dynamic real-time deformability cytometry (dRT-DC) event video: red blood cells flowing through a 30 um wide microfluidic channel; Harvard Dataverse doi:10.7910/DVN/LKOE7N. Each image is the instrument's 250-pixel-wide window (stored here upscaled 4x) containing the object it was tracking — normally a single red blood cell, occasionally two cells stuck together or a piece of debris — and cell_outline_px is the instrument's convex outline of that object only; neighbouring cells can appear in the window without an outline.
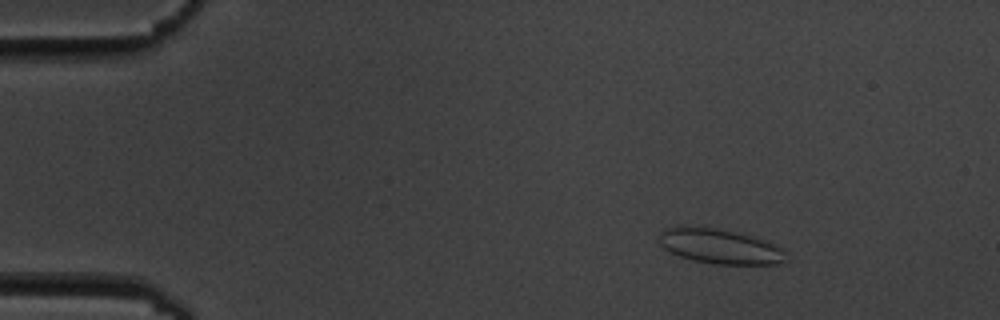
{"species": "common noctule bat (a hibernating species)", "species_latin": "Nyctalus noctula", "temperature_condition": "cold", "stored_images_in_passage": 8, "camera_frame_rate_fps": 3000, "um_per_image_px": 0.085, "animal": {"sex": "male", "body_mass_g": 19.5, "forearm_length_mm": 54.6}, "frame": {"image": 1, "passage_image": 2, "time_ms": 1.0, "image_size_px": [1000, 320], "cell_outline_px": [[784, 264], [716, 264], [692, 260], [680, 256], [664, 248], [660, 244], [660, 232], [664, 228], [676, 224], [704, 224], [752, 236], [764, 240], [780, 248], [784, 252]], "centroid_in_image_um": [61.09, 20.88], "position_along_channel_um": 23.9, "area_um2": 26.36}}
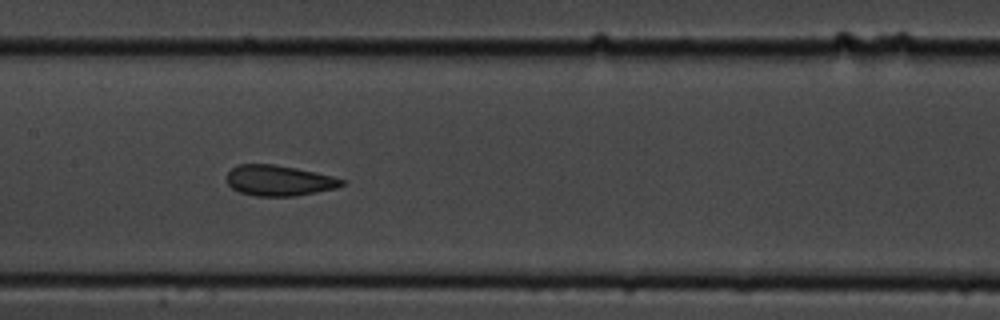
{"frame": {"image": 2, "passage_image": 7, "time_ms": 7.667, "image_size_px": [1000, 320], "cell_outline_px": [[344, 184], [336, 188], [296, 196], [256, 196], [240, 192], [232, 188], [228, 184], [228, 172], [232, 168], [240, 164], [276, 164], [316, 172], [332, 176], [344, 180]], "centroid_in_image_um": [23.72, 15.34], "position_along_channel_um": 183.7, "area_um2": 20.4}}
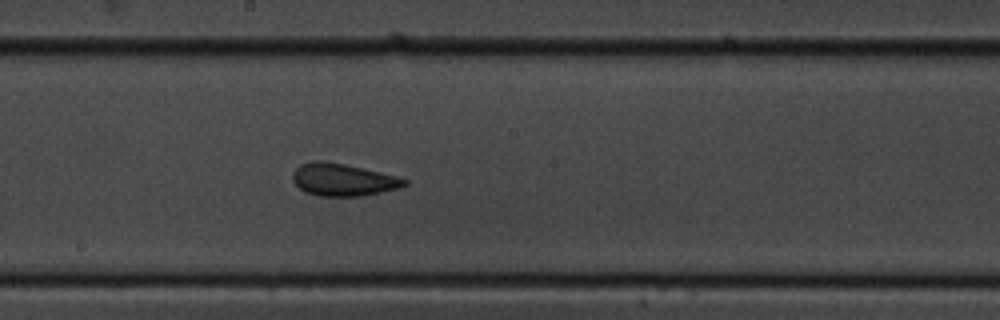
{"frame": {"image": 3, "passage_image": 8, "time_ms": 8.667, "image_size_px": [1000, 320], "cell_outline_px": [[408, 184], [400, 188], [364, 196], [320, 196], [304, 192], [292, 180], [292, 176], [296, 168], [300, 164], [312, 160], [320, 160], [344, 164], [380, 172], [396, 176], [408, 180]], "centroid_in_image_um": [29.15, 15.28], "position_along_channel_um": 219.0, "area_um2": 21.15}}